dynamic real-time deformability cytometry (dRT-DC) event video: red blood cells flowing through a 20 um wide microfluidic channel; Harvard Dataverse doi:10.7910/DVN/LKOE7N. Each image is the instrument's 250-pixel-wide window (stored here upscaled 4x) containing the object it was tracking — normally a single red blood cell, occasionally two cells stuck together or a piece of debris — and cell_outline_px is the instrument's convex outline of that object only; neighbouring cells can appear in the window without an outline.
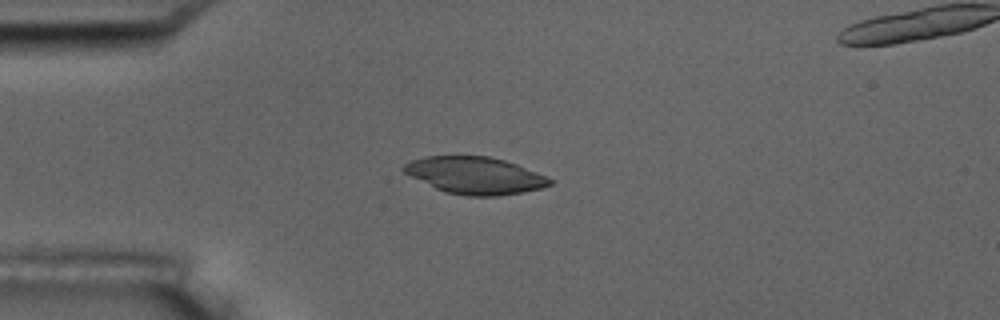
{"species": "common noctule bat (a hibernating species)", "species_latin": "Nyctalus noctula", "temperature_condition": "room temperature", "stored_images_in_passage": 5, "camera_frame_rate_fps": 3000, "um_per_image_px": 0.085, "animal": {"sex": "male", "body_mass_g": 17.5, "forearm_length_mm": 52.3}, "frame": {"image": 1, "passage_image": 3, "time_ms": 3.333, "image_size_px": [1000, 320], "cell_outline_px": [[556, 180], [552, 184], [544, 188], [496, 196], [468, 196], [444, 192], [404, 172], [400, 168], [404, 164], [412, 160], [424, 156], [488, 156], [504, 160], [516, 164], [548, 176]], "centroid_in_image_um": [40.42, 14.91], "position_along_channel_um": 44.6, "area_um2": 31.5}}